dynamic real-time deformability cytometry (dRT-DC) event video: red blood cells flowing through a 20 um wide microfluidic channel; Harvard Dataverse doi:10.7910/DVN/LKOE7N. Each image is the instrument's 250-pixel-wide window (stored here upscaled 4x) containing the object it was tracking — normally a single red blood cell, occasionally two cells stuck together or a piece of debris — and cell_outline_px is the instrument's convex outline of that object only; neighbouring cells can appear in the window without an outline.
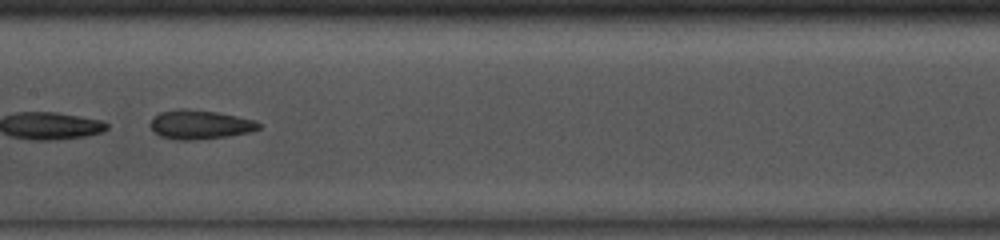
{"species": "common noctule bat (a hibernating species)", "species_latin": "Nyctalus noctula", "temperature_condition": "room temperature", "stored_images_in_passage": 42, "camera_frame_rate_fps": 3000, "um_per_image_px": 0.085, "animal": {"sex": "male", "body_mass_g": 13.0, "forearm_length_mm": 53.1}, "frame": {"image": 1, "passage_image": 19, "time_ms": 6.0, "image_size_px": [1000, 240], "cell_outline_px": [[260, 128], [248, 132], [228, 136], [188, 140], [176, 140], [160, 136], [148, 124], [152, 116], [160, 112], [180, 108], [184, 108], [216, 112], [256, 120], [260, 124]], "centroid_in_image_um": [16.95, 10.58], "position_along_channel_um": 190.5, "area_um2": 18.32}}